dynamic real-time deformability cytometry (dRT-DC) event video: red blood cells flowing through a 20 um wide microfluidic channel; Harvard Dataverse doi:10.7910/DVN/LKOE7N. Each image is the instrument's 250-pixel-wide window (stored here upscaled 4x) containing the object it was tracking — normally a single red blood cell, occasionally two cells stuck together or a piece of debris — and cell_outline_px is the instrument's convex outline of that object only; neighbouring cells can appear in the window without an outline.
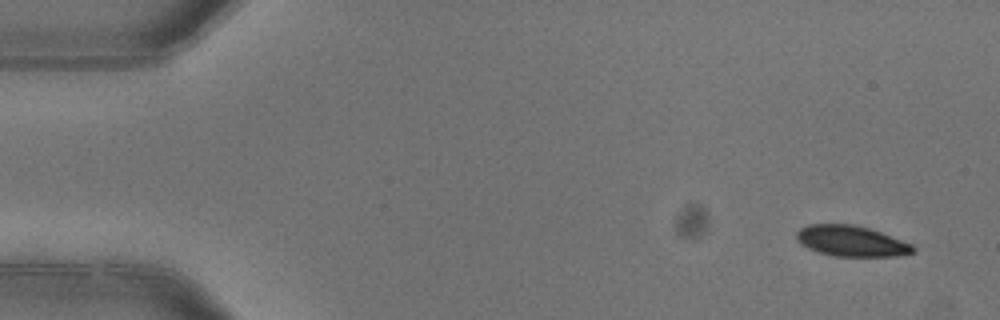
{"species": "common noctule bat (a hibernating species)", "species_latin": "Nyctalus noctula", "temperature_condition": "warm", "stored_images_in_passage": 4, "camera_frame_rate_fps": 3000, "um_per_image_px": 0.085, "animal": {"sex": "female"}, "frame": {"image": 1, "passage_image": 1, "time_ms": 0.0, "image_size_px": [1000, 320], "cell_outline_px": [[916, 252], [904, 256], [832, 256], [808, 248], [796, 236], [796, 232], [800, 228], [808, 224], [856, 224], [880, 232], [912, 244], [916, 248]], "centroid_in_image_um": [72.42, 20.49], "position_along_channel_um": 12.6, "area_um2": 20.81}}
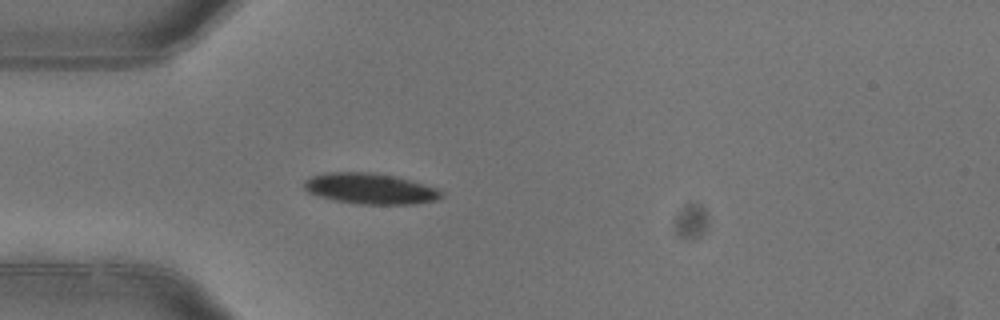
{"frame": {"image": 2, "passage_image": 4, "time_ms": 1.0, "image_size_px": [1000, 320], "cell_outline_px": [[444, 192], [440, 200], [412, 204], [356, 204], [336, 200], [320, 196], [308, 192], [304, 188], [304, 180], [312, 176], [324, 172], [372, 172], [396, 176], [436, 188]], "centroid_in_image_um": [31.48, 16.03], "position_along_channel_um": 53.5, "area_um2": 24.68}}